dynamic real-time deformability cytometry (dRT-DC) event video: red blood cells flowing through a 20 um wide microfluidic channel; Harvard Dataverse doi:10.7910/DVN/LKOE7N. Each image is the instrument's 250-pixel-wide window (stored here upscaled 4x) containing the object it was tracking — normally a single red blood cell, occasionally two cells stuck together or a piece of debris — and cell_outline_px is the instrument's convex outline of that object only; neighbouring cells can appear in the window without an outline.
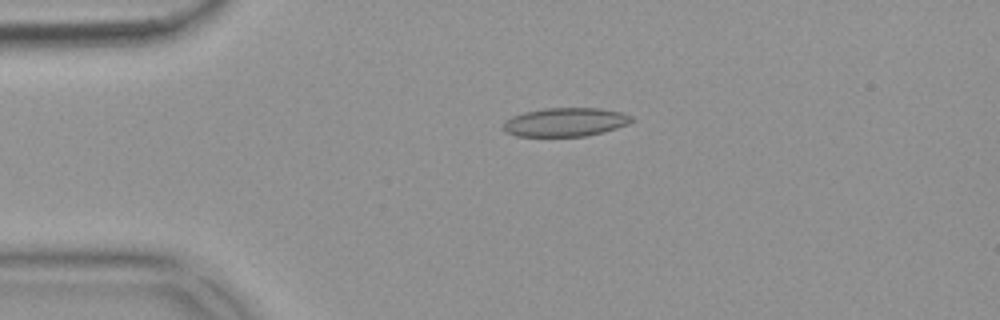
{"species": "common noctule bat (a hibernating species)", "species_latin": "Nyctalus noctula", "temperature_condition": "warm", "stored_images_in_passage": 54, "camera_frame_rate_fps": 3000, "um_per_image_px": 0.085, "animal": {"sex": "female", "body_mass_g": 18.4}, "frame": {"image": 1, "passage_image": 12, "time_ms": 3.667, "image_size_px": [1000, 320], "cell_outline_px": [[636, 120], [628, 124], [604, 132], [588, 136], [516, 136], [508, 132], [504, 128], [504, 124], [512, 116], [524, 112], [544, 108], [600, 108], [620, 112], [632, 116]], "centroid_in_image_um": [48.12, 10.38], "position_along_channel_um": 36.9, "area_um2": 21.39}}
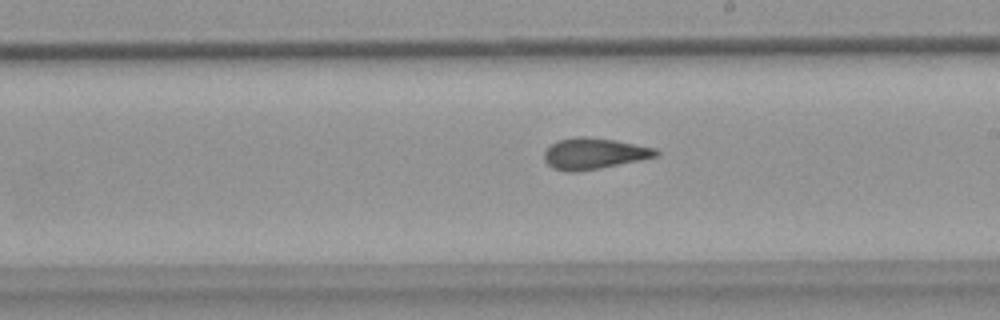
{"frame": {"image": 2, "passage_image": 31, "time_ms": 10.0, "image_size_px": [1000, 320], "cell_outline_px": [[660, 156], [600, 168], [576, 172], [568, 172], [552, 168], [544, 160], [544, 152], [556, 140], [576, 136], [584, 136], [616, 140], [656, 148], [660, 152]], "centroid_in_image_um": [50.5, 13.05], "position_along_channel_um": 238.5, "area_um2": 20.46}}
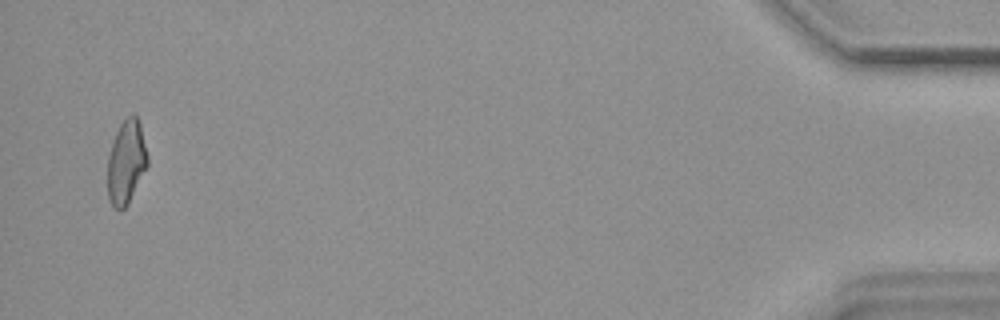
{"frame": {"image": 3, "passage_image": 53, "time_ms": 17.333, "image_size_px": [1000, 320], "cell_outline_px": [[148, 164], [128, 204], [120, 212], [112, 204], [108, 196], [108, 156], [116, 132], [120, 124], [132, 112], [136, 116], [140, 124], [148, 156]], "centroid_in_image_um": [10.74, 13.77], "position_along_channel_um": 424.5, "area_um2": 19.31}, "authors_computed_cell_mechanics": {"area_um2": 20.3456, "velocity_mm_per_s": 3.7079, "shape_relaxation_time_tau1_ms": null, "shape_relaxation_time_tau2_ms": 1.6834, "deformation_change_tau1": null, "deformation_change_tau2": 0.0837}}